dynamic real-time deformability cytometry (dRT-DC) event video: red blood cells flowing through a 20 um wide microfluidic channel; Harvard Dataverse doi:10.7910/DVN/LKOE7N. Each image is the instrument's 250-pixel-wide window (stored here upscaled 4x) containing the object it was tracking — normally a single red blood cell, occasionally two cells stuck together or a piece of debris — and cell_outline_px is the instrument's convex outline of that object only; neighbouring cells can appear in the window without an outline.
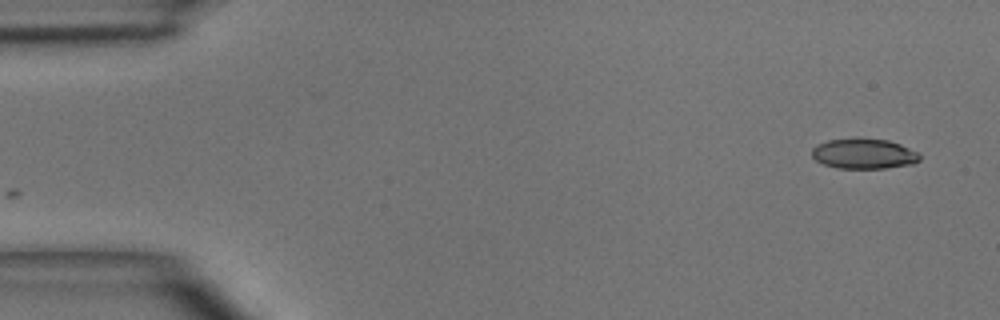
{"species": "common noctule bat (a hibernating species)", "species_latin": "Nyctalus noctula", "temperature_condition": "room temperature", "stored_images_in_passage": 2, "camera_frame_rate_fps": 3000, "um_per_image_px": 0.085, "animal": {"sex": "male", "body_mass_g": 15.6}, "frame": {"image": 1, "passage_image": 2, "time_ms": 1.333, "image_size_px": [1000, 320], "cell_outline_px": [[920, 160], [912, 164], [884, 168], [836, 168], [824, 164], [816, 160], [812, 156], [812, 148], [816, 144], [828, 140], [856, 136], [888, 140], [900, 144], [920, 152]], "centroid_in_image_um": [73.42, 13.03], "position_along_channel_um": 11.6, "area_um2": 19.48}}